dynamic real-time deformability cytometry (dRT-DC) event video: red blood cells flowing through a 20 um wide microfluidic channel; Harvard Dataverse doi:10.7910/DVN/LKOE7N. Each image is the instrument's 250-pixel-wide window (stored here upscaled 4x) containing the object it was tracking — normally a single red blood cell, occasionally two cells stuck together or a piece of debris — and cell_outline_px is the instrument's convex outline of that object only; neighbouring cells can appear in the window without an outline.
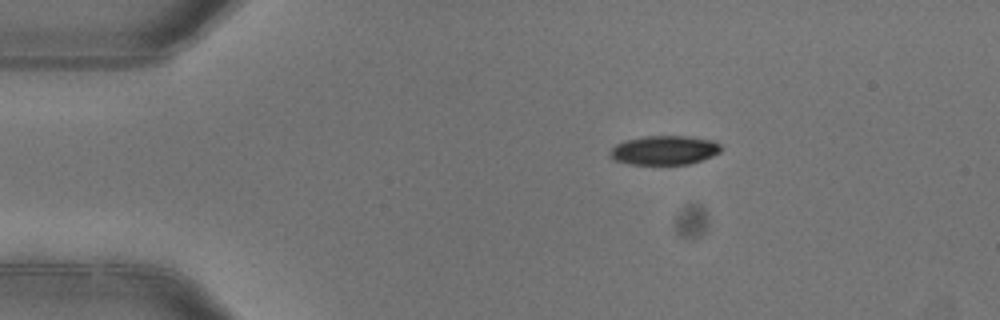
{"species": "common noctule bat (a hibernating species)", "species_latin": "Nyctalus noctula", "temperature_condition": "warm", "stored_images_in_passage": 7, "camera_frame_rate_fps": 3000, "um_per_image_px": 0.085, "animal": {"sex": "female"}, "frame": {"image": 1, "passage_image": 2, "time_ms": 0.333, "image_size_px": [1000, 320], "cell_outline_px": [[720, 152], [712, 156], [688, 164], [628, 164], [612, 160], [608, 156], [608, 152], [616, 144], [624, 140], [644, 136], [688, 136], [712, 140], [720, 144]], "centroid_in_image_um": [56.4, 12.76], "position_along_channel_um": 28.6, "area_um2": 18.96}}
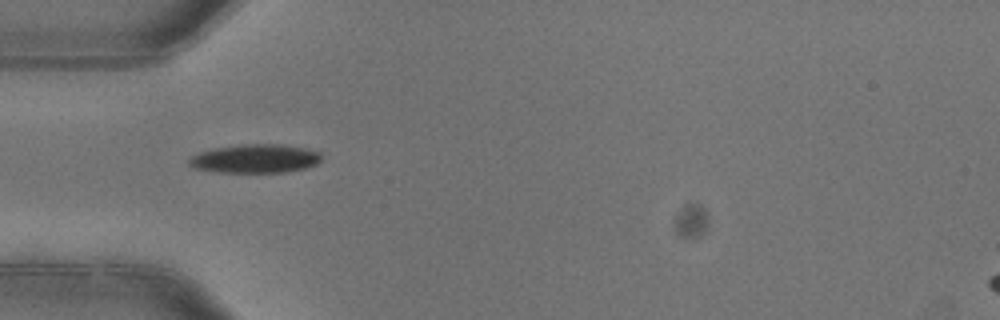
{"frame": {"image": 2, "passage_image": 4, "time_ms": 1.0, "image_size_px": [1000, 320], "cell_outline_px": [[320, 160], [316, 164], [304, 168], [284, 172], [216, 172], [192, 168], [188, 164], [188, 160], [192, 156], [200, 152], [212, 148], [248, 144], [280, 144], [304, 148], [320, 152]], "centroid_in_image_um": [21.65, 13.48], "position_along_channel_um": 63.4, "area_um2": 22.02}}